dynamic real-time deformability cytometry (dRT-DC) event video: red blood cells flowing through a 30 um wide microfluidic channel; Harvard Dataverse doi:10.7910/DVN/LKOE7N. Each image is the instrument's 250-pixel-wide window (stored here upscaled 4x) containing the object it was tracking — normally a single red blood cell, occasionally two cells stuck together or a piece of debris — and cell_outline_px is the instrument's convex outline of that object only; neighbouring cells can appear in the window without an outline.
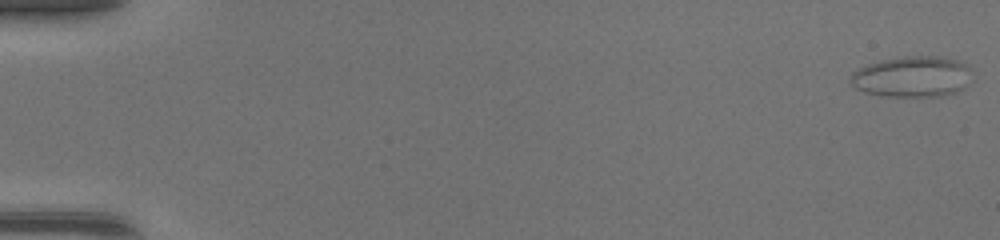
{"species": "common noctule bat (a hibernating species)", "species_latin": "Nyctalus noctula", "temperature_condition": "warm", "stored_images_in_passage": 49, "segment_of_instrument_passage": [1, 2], "camera_frame_rate_fps": 3000, "um_per_image_px": 0.085, "animal": {"sex": "female", "body_mass_g": 17.0, "forearm_length_mm": 48.0}, "frame": {"image": 1, "passage_image": 1, "time_ms": 0.0, "image_size_px": [1000, 240], "cell_outline_px": [[972, 80], [964, 88], [956, 92], [944, 96], [880, 96], [864, 92], [856, 88], [848, 80], [852, 72], [856, 68], [880, 60], [904, 56], [940, 56], [956, 60], [968, 64]], "centroid_in_image_um": [77.53, 6.52], "position_along_channel_um": 7.5, "area_um2": 29.42}}
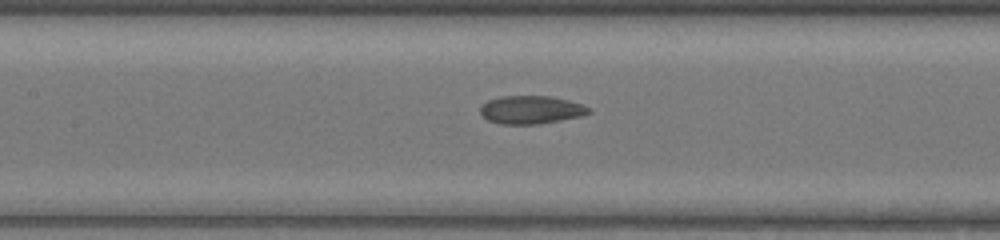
{"frame": {"image": 2, "passage_image": 24, "time_ms": 7.667, "image_size_px": [1000, 240], "cell_outline_px": [[592, 112], [584, 116], [540, 124], [500, 124], [488, 120], [480, 112], [480, 104], [488, 100], [500, 96], [552, 96], [584, 104], [592, 108]], "centroid_in_image_um": [45.19, 9.33], "position_along_channel_um": 162.2, "area_um2": 18.15}}
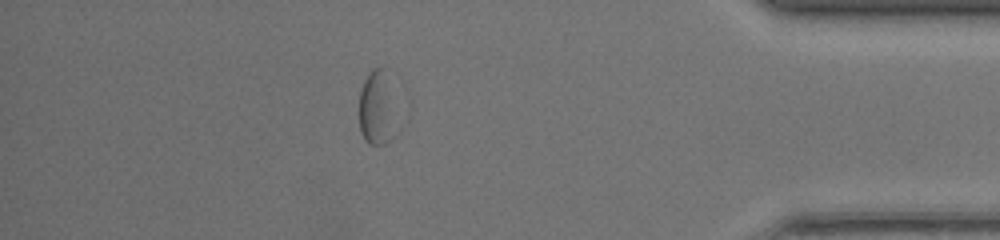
{"frame": {"image": 3, "passage_image": 43, "time_ms": 14.0, "image_size_px": [1000, 240], "cell_outline_px": [[392, 136], [384, 144], [368, 144], [364, 140], [360, 132], [360, 88], [364, 80], [372, 68], [380, 64], [388, 68], [392, 128]], "centroid_in_image_um": [31.95, 9.09], "position_along_channel_um": 403.2, "area_um2": 15.61}}